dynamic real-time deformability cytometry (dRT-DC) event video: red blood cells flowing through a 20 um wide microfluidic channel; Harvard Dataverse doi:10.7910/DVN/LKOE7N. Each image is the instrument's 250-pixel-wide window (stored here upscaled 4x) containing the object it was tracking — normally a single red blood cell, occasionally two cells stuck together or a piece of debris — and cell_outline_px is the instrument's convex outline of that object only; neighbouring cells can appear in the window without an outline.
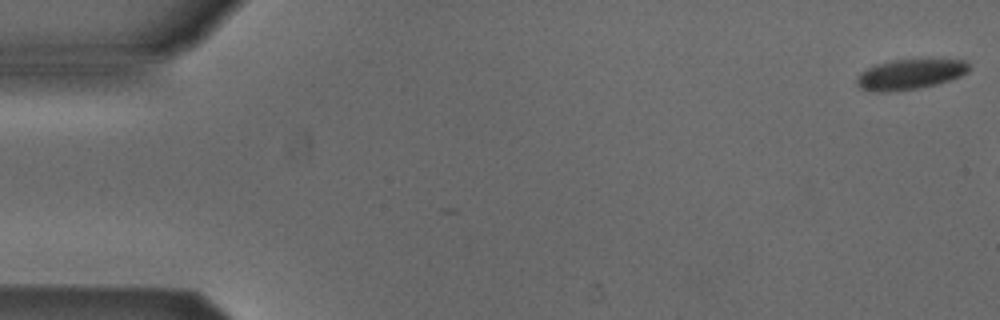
{"species": "Egyptian fruit bat (a non-hibernating species)", "species_latin": "Rousettus aegyptiacus", "temperature_condition": "cold", "stored_images_in_passage": 7, "camera_frame_rate_fps": 3000, "um_per_image_px": 0.085, "animal": {"sex": "male"}, "frame": {"image": 1, "passage_image": 1, "time_ms": 0.0, "image_size_px": [1000, 320], "cell_outline_px": [[972, 68], [968, 72], [960, 76], [936, 84], [920, 88], [888, 92], [868, 92], [860, 88], [856, 84], [856, 80], [860, 72], [876, 64], [892, 60], [944, 56], [964, 60]], "centroid_in_image_um": [77.41, 6.27], "position_along_channel_um": 7.6, "area_um2": 20.81}}